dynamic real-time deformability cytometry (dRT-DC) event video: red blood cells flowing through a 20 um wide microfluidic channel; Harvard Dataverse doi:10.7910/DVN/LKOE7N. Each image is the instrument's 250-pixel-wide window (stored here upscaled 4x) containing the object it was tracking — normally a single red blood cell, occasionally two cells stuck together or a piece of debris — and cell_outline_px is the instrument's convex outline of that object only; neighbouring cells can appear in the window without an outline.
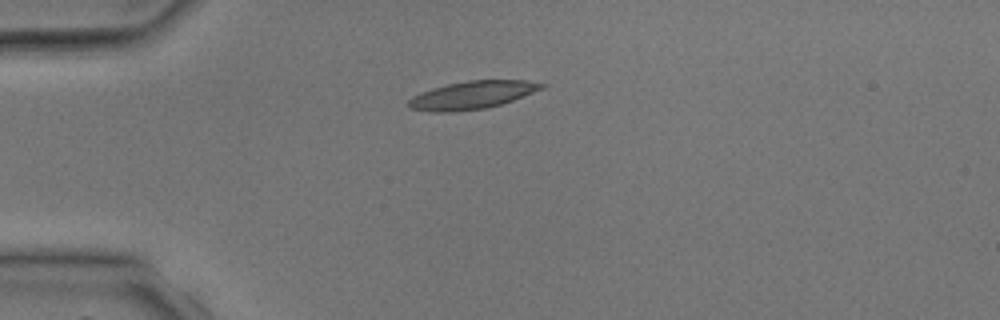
{"species": "common noctule bat (a hibernating species)", "species_latin": "Nyctalus noctula", "temperature_condition": "room temperature", "stored_images_in_passage": 4, "camera_frame_rate_fps": 3000, "um_per_image_px": 0.085, "animal": {"sex": "male", "body_mass_g": 17.9, "forearm_length_mm": 54.2}, "frame": {"image": 1, "passage_image": 4, "time_ms": 4.0, "image_size_px": [1000, 320], "cell_outline_px": [[548, 84], [544, 88], [512, 100], [500, 104], [484, 108], [452, 112], [432, 112], [408, 108], [408, 100], [412, 96], [420, 92], [432, 88], [448, 84], [468, 80], [528, 80]], "centroid_in_image_um": [40.11, 8.07], "position_along_channel_um": 44.9, "area_um2": 21.62}}